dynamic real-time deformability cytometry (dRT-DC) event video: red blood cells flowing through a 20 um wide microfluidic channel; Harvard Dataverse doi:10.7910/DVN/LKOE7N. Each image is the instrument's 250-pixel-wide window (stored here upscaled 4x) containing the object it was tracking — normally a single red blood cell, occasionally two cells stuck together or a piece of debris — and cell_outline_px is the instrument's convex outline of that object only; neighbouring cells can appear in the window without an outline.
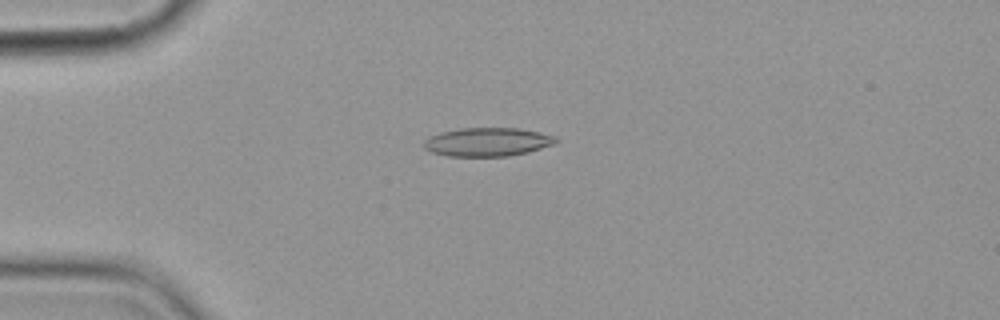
{"species": "common noctule bat (a hibernating species)", "species_latin": "Nyctalus noctula", "temperature_condition": "cold", "stored_images_in_passage": 4, "camera_frame_rate_fps": 3000, "um_per_image_px": 0.085, "animal": {"sex": "female", "body_mass_g": 19.9}, "frame": {"image": 1, "passage_image": 3, "time_ms": 3.333, "image_size_px": [1000, 320], "cell_outline_px": [[560, 140], [556, 144], [528, 152], [508, 156], [448, 156], [432, 152], [424, 148], [424, 140], [440, 132], [460, 128], [520, 128], [540, 132], [556, 136]], "centroid_in_image_um": [41.49, 12.06], "position_along_channel_um": 43.5, "area_um2": 22.14}}